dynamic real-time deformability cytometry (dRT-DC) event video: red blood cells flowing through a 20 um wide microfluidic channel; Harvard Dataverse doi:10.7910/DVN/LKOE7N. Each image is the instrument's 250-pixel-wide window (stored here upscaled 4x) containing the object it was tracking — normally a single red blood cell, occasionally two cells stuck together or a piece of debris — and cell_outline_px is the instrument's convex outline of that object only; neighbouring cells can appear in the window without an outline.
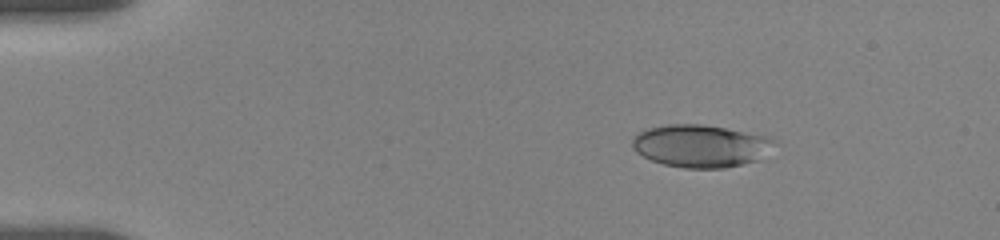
{"species": "human", "species_latin": "Homo sapiens", "temperature_condition": "room temperature", "stored_images_in_passage": 14, "camera_frame_rate_fps": 3000, "um_per_image_px": 0.085, "donor": {"sex": "female"}, "frame": {"image": 1, "passage_image": 1, "time_ms": 0.0, "image_size_px": [1000, 240], "cell_outline_px": [[780, 144], [760, 160], [724, 168], [684, 168], [664, 164], [652, 160], [636, 152], [632, 148], [632, 140], [640, 132], [648, 128], [668, 124], [704, 124], [768, 136], [776, 140]], "centroid_in_image_um": [59.64, 12.4], "position_along_channel_um": 25.4, "area_um2": 35.55}}
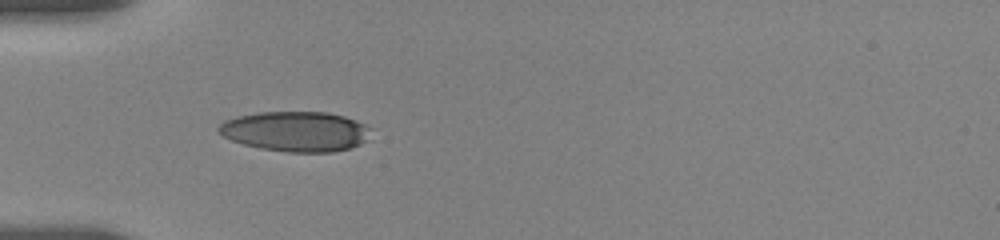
{"frame": {"image": 2, "passage_image": 13, "time_ms": 3.0, "image_size_px": [1000, 240], "cell_outline_px": [[372, 128], [364, 140], [360, 144], [352, 148], [332, 152], [288, 152], [260, 148], [244, 144], [232, 140], [216, 132], [216, 128], [224, 120], [236, 116], [260, 112], [328, 112], [344, 116], [356, 120]], "centroid_in_image_um": [25.11, 11.16], "position_along_channel_um": 59.9, "area_um2": 35.6}}